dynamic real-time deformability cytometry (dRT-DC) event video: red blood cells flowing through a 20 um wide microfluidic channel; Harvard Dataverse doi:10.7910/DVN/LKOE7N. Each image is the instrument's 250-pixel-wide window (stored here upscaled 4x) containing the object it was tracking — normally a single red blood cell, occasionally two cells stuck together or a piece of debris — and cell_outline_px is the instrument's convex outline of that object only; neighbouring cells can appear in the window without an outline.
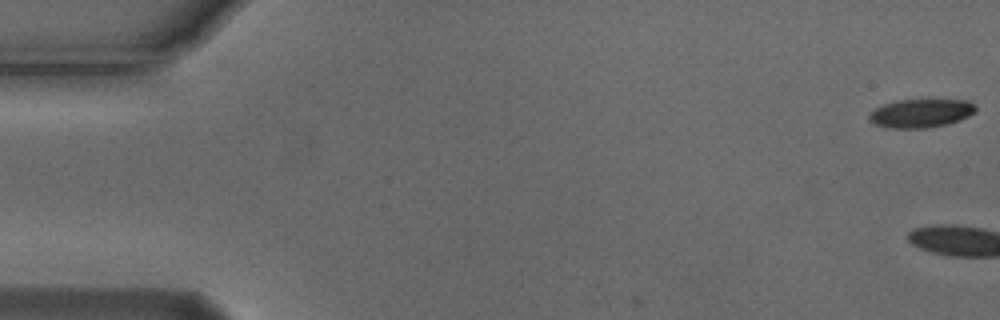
{"species": "Egyptian fruit bat (a non-hibernating species)", "species_latin": "Rousettus aegyptiacus", "temperature_condition": "cold", "stored_images_in_passage": 5, "camera_frame_rate_fps": 3000, "um_per_image_px": 0.085, "animal": {"sex": "male"}, "frame": {"image": 1, "passage_image": 1, "time_ms": 0.0, "image_size_px": [1000, 320], "cell_outline_px": [[976, 112], [968, 116], [948, 124], [928, 128], [892, 128], [876, 124], [868, 116], [876, 108], [884, 104], [896, 100], [968, 100], [976, 108]], "centroid_in_image_um": [78.31, 9.62], "position_along_channel_um": 6.7, "area_um2": 17.46}}